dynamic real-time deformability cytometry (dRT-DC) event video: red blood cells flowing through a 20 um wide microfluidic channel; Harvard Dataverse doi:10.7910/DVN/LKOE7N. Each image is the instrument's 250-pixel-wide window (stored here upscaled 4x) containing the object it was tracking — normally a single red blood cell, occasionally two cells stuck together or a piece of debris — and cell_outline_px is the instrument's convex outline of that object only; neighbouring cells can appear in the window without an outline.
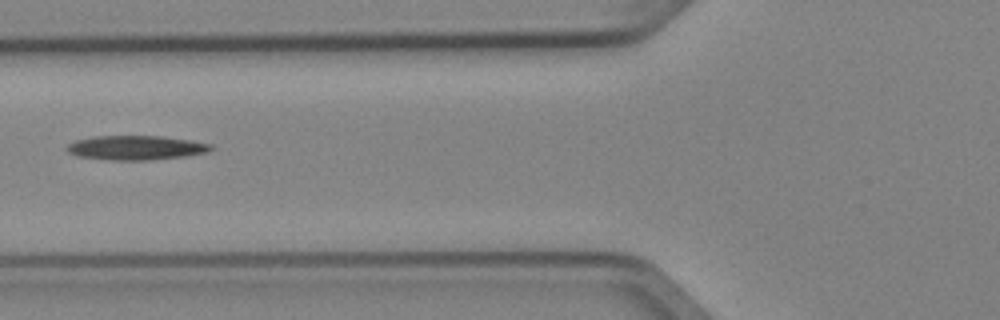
{"species": "Egyptian fruit bat (a non-hibernating species)", "species_latin": "Rousettus aegyptiacus", "temperature_condition": "cold", "stored_images_in_passage": 2, "camera_frame_rate_fps": 3000, "um_per_image_px": 0.085, "animal": {"sex": "female"}, "frame": {"image": 1, "passage_image": 2, "time_ms": 0.333, "image_size_px": [1000, 320], "cell_outline_px": [[216, 148], [208, 152], [184, 156], [148, 160], [112, 160], [76, 156], [68, 152], [64, 148], [68, 144], [76, 140], [92, 136], [160, 136], [188, 140], [212, 144]], "centroid_in_image_um": [11.53, 12.55], "position_along_channel_um": 114.3, "area_um2": 20.46}}